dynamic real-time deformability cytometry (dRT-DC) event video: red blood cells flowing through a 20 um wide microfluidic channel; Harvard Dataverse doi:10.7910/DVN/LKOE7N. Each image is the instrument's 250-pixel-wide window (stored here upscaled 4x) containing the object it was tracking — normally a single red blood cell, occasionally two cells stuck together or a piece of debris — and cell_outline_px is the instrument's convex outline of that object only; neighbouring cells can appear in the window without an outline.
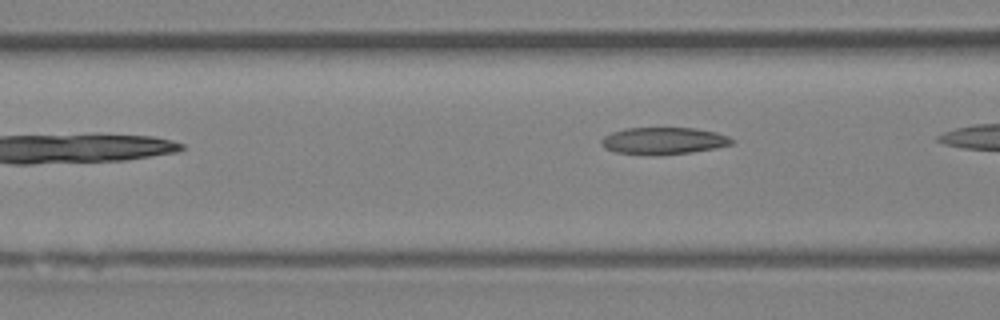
{"species": "Egyptian fruit bat (a non-hibernating species)", "species_latin": "Rousettus aegyptiacus", "temperature_condition": "room temperature", "stored_images_in_passage": 7, "camera_frame_rate_fps": 3000, "um_per_image_px": 0.085, "animal": {"sex": "female"}, "frame": {"image": 1, "passage_image": 5, "time_ms": 4.667, "image_size_px": [1000, 320], "cell_outline_px": [[736, 140], [732, 144], [716, 148], [692, 152], [660, 156], [652, 156], [616, 152], [604, 148], [600, 144], [600, 140], [604, 136], [612, 132], [624, 128], [696, 128], [716, 132], [728, 136]], "centroid_in_image_um": [56.39, 11.98], "position_along_channel_um": 110.2, "area_um2": 20.92}}
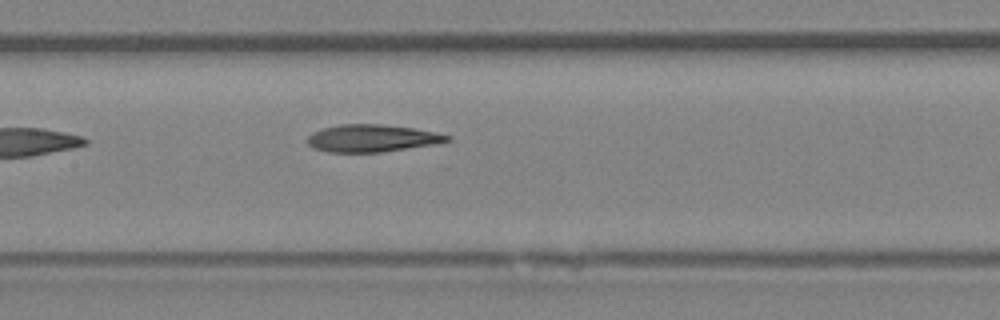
{"frame": {"image": 2, "passage_image": 7, "time_ms": 7.0, "image_size_px": [1000, 320], "cell_outline_px": [[452, 140], [440, 144], [380, 152], [328, 152], [312, 148], [308, 144], [308, 136], [312, 132], [324, 128], [340, 124], [380, 124], [412, 128], [452, 136]], "centroid_in_image_um": [31.64, 11.76], "position_along_channel_um": 175.8, "area_um2": 22.31}}